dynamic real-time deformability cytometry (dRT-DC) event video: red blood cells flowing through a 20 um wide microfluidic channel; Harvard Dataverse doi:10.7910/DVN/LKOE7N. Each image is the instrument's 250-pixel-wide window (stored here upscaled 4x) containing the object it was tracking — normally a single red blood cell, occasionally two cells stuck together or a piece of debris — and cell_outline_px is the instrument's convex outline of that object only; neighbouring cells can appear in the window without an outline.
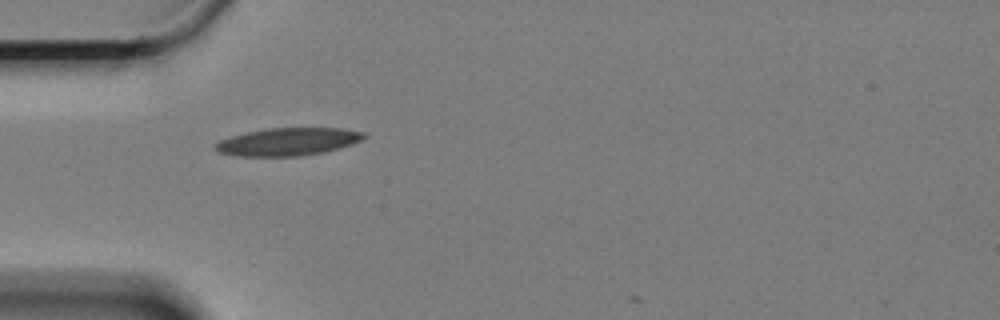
{"species": "Egyptian fruit bat (a non-hibernating species)", "species_latin": "Rousettus aegyptiacus", "temperature_condition": "cold", "stored_images_in_passage": 5, "camera_frame_rate_fps": 3000, "um_per_image_px": 0.085, "animal": {"sex": "female"}, "frame": {"image": 1, "passage_image": 1, "time_ms": 0.0, "image_size_px": [1000, 320], "cell_outline_px": [[368, 136], [352, 144], [340, 148], [324, 152], [300, 156], [236, 156], [216, 152], [212, 148], [212, 144], [220, 140], [244, 132], [268, 128], [344, 128], [364, 132]], "centroid_in_image_um": [24.43, 12.05], "position_along_channel_um": 60.6, "area_um2": 24.33}}
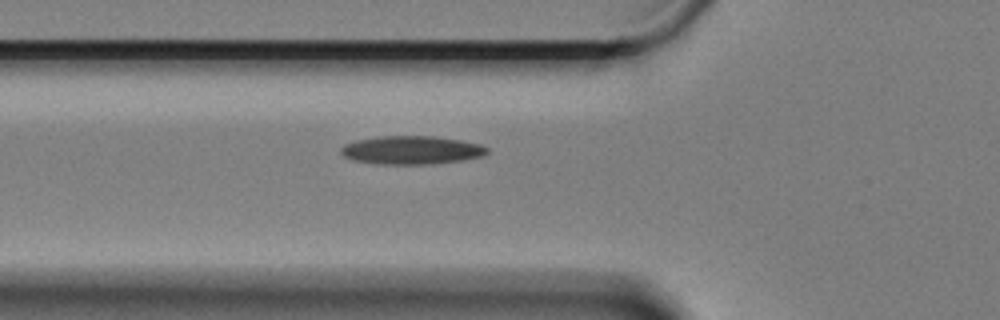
{"frame": {"image": 2, "passage_image": 4, "time_ms": 1.0, "image_size_px": [1000, 320], "cell_outline_px": [[488, 152], [484, 156], [464, 160], [432, 164], [380, 164], [352, 160], [344, 156], [340, 152], [340, 148], [344, 144], [356, 140], [380, 136], [432, 136], [460, 140], [480, 144], [488, 148]], "centroid_in_image_um": [34.98, 12.76], "position_along_channel_um": 90.8, "area_um2": 24.28}}